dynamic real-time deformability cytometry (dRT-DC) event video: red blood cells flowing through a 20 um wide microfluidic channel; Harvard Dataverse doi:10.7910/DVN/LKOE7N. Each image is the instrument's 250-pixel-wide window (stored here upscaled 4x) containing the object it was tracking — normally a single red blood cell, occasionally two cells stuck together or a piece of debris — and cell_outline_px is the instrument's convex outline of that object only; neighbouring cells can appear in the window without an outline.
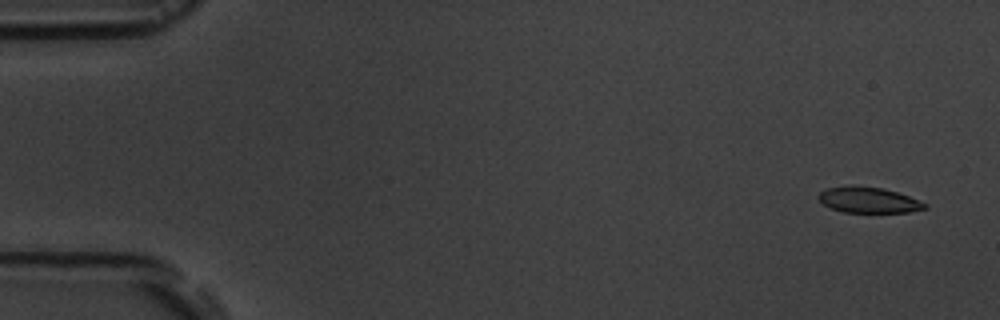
{"species": "common noctule bat (a hibernating species)", "species_latin": "Nyctalus noctula", "temperature_condition": "room temperature", "stored_images_in_passage": 5, "camera_frame_rate_fps": 3000, "um_per_image_px": 0.085, "animal": {"sex": "male", "body_mass_g": 19.5, "forearm_length_mm": 54.6}, "frame": {"image": 1, "passage_image": 1, "time_ms": 0.0, "image_size_px": [1000, 320], "cell_outline_px": [[928, 208], [908, 212], [844, 212], [832, 208], [824, 204], [816, 196], [820, 192], [828, 188], [852, 184], [884, 188], [920, 200], [928, 204]], "centroid_in_image_um": [73.84, 16.98], "position_along_channel_um": 11.2, "area_um2": 16.07}}
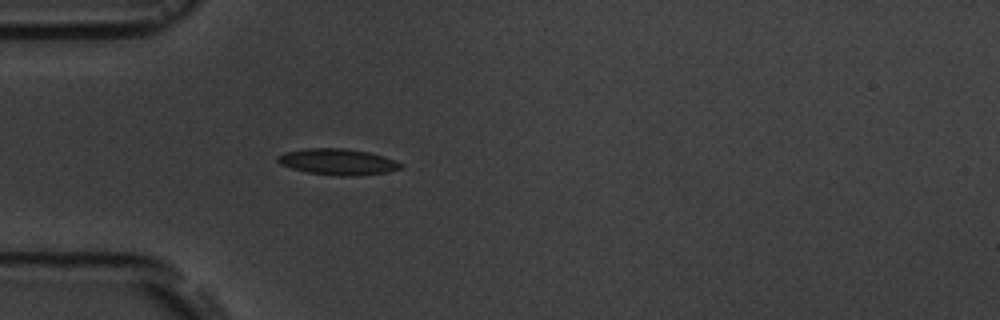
{"frame": {"image": 2, "passage_image": 5, "time_ms": 4.667, "image_size_px": [1000, 320], "cell_outline_px": [[404, 168], [388, 172], [356, 176], [340, 176], [308, 172], [292, 168], [280, 164], [276, 160], [276, 156], [284, 152], [304, 148], [344, 148], [368, 152], [384, 156], [396, 160], [404, 164]], "centroid_in_image_um": [28.74, 13.75], "position_along_channel_um": 56.3, "area_um2": 18.96}}